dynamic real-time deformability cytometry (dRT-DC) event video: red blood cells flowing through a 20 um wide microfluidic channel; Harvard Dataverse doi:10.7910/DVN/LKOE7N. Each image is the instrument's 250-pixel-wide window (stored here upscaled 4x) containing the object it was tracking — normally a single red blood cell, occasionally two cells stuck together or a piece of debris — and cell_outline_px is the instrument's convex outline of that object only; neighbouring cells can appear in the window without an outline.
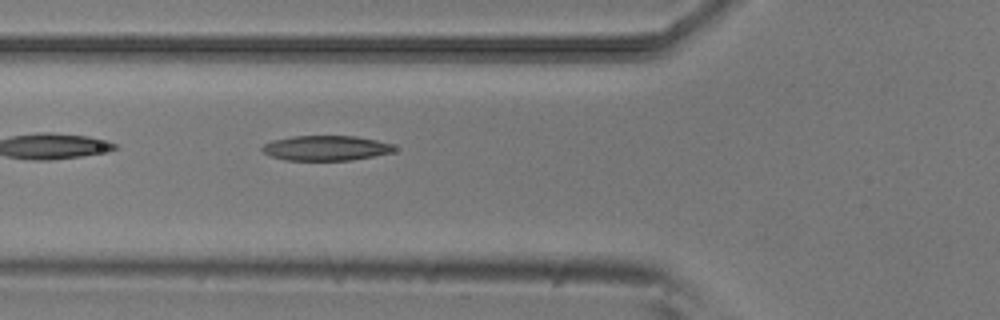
{"species": "common noctule bat (a hibernating species)", "species_latin": "Nyctalus noctula", "temperature_condition": "room temperature", "stored_images_in_passage": 35, "camera_frame_rate_fps": 3000, "um_per_image_px": 0.085, "animal": {"sex": "male", "body_mass_g": 20.5, "forearm_length_mm": 52.5}, "frame": {"image": 1, "passage_image": 6, "time_ms": 1.667, "image_size_px": [1000, 320], "cell_outline_px": [[396, 148], [392, 152], [352, 160], [284, 160], [272, 156], [264, 152], [260, 148], [264, 144], [272, 140], [292, 136], [356, 136], [376, 140], [392, 144]], "centroid_in_image_um": [27.68, 12.58], "position_along_channel_um": 98.1, "area_um2": 19.13}}
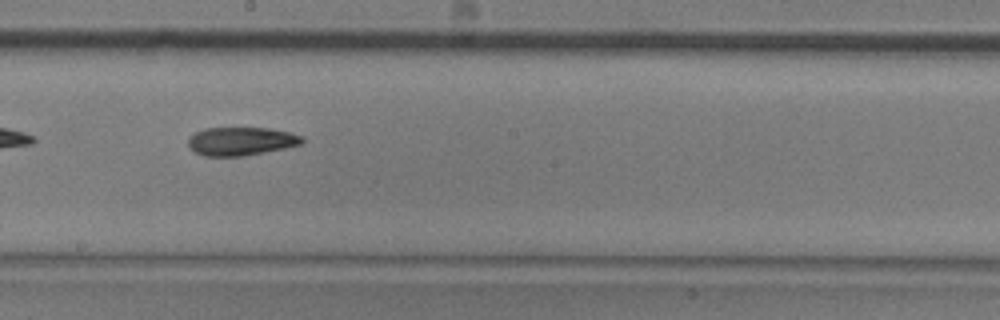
{"frame": {"image": 2, "passage_image": 16, "time_ms": 5.0, "image_size_px": [1000, 320], "cell_outline_px": [[304, 140], [300, 144], [284, 148], [244, 156], [204, 156], [188, 148], [188, 140], [196, 132], [204, 128], [268, 128], [288, 132], [304, 136]], "centroid_in_image_um": [20.48, 12.0], "position_along_channel_um": 227.7, "area_um2": 18.73}}
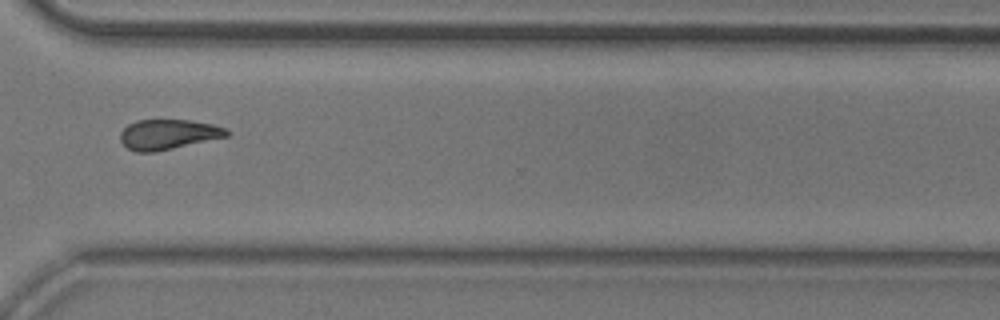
{"frame": {"image": 3, "passage_image": 26, "time_ms": 8.333, "image_size_px": [1000, 320], "cell_outline_px": [[228, 136], [172, 148], [152, 152], [136, 152], [128, 148], [120, 140], [120, 132], [128, 124], [136, 120], [188, 120], [212, 124], [224, 128], [228, 132]], "centroid_in_image_um": [14.25, 11.41], "position_along_channel_um": 356.4, "area_um2": 18.32}}